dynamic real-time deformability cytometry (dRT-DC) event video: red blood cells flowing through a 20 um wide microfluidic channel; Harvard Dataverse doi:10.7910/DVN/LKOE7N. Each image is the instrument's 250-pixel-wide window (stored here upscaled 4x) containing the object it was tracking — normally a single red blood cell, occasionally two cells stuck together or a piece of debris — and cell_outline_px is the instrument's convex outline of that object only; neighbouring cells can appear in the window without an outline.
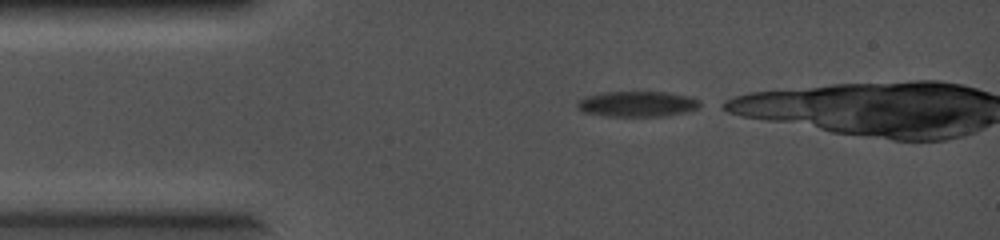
{"species": "common noctule bat (a hibernating species)", "species_latin": "Nyctalus noctula", "temperature_condition": "cold", "stored_images_in_passage": 21, "camera_frame_rate_fps": 5000, "um_per_image_px": 0.085, "animal": {"sex": "female", "body_mass_g": 19.0, "forearm_length_mm": 56.7}, "frame": {"image": 1, "passage_image": 1, "time_ms": 0.0, "image_size_px": [1000, 240], "cell_outline_px": [[704, 104], [688, 112], [664, 116], [608, 116], [584, 112], [576, 108], [576, 104], [580, 100], [588, 96], [604, 92], [668, 92], [692, 96], [700, 100]], "centroid_in_image_um": [54.24, 8.83], "position_along_channel_um": 30.8, "area_um2": 18.38}}
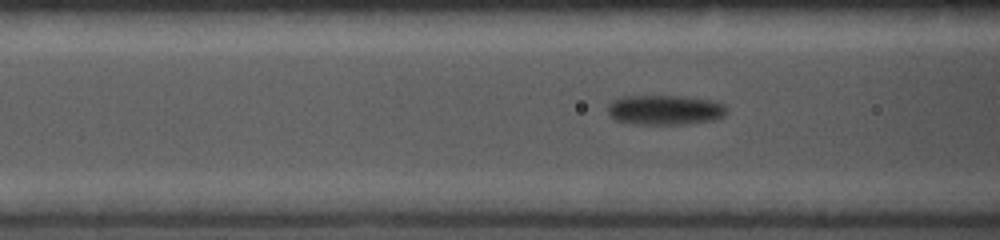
{"frame": {"image": 2, "passage_image": 13, "time_ms": 2.4, "image_size_px": [1000, 240], "cell_outline_px": [[728, 108], [724, 116], [712, 120], [688, 124], [632, 124], [616, 120], [608, 112], [608, 104], [612, 100], [624, 96], [692, 96], [712, 100], [724, 104]], "centroid_in_image_um": [56.55, 9.33], "position_along_channel_um": 110.1, "area_um2": 20.92}}
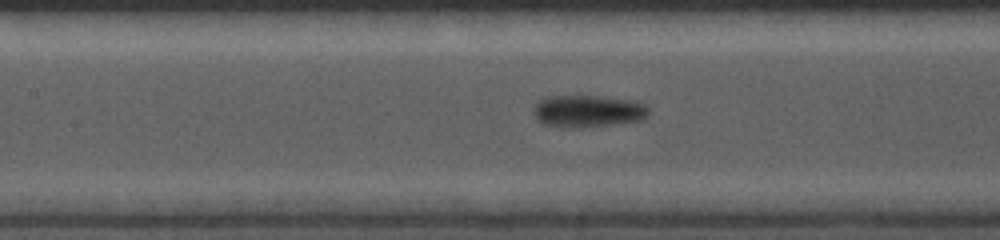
{"frame": {"image": 3, "passage_image": 18, "time_ms": 3.4, "image_size_px": [1000, 240], "cell_outline_px": [[648, 112], [644, 120], [584, 128], [564, 128], [544, 124], [536, 120], [532, 112], [536, 104], [544, 96], [596, 96], [636, 100], [644, 104], [648, 108]], "centroid_in_image_um": [49.95, 9.46], "position_along_channel_um": 157.4, "area_um2": 21.96}}